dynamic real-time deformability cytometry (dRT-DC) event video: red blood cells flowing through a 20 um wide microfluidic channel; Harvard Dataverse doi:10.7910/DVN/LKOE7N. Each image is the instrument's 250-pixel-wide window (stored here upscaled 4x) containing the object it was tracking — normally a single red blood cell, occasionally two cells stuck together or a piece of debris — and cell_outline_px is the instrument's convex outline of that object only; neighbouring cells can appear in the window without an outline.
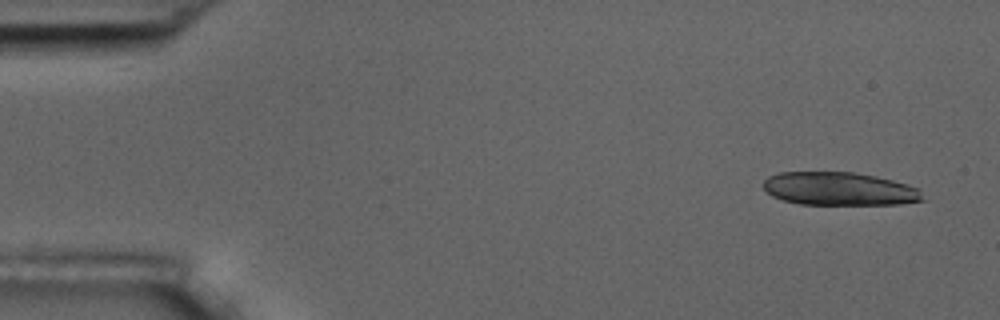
{"species": "common noctule bat (a hibernating species)", "species_latin": "Nyctalus noctula", "temperature_condition": "room temperature", "stored_images_in_passage": 9, "camera_frame_rate_fps": 3000, "um_per_image_px": 0.085, "animal": {"sex": "male", "body_mass_g": 17.5, "forearm_length_mm": 52.3}, "frame": {"image": 1, "passage_image": 1, "time_ms": 0.0, "image_size_px": [1000, 320], "cell_outline_px": [[924, 200], [900, 204], [800, 204], [784, 200], [772, 196], [764, 188], [764, 180], [768, 176], [780, 172], [852, 172], [876, 176], [908, 184], [920, 188]], "centroid_in_image_um": [71.37, 16.04], "position_along_channel_um": 13.6, "area_um2": 30.81}}
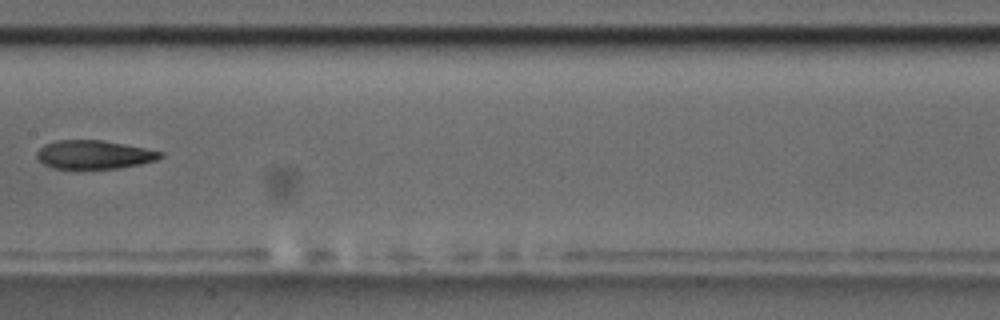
{"frame": {"image": 2, "passage_image": 8, "time_ms": 8.333, "image_size_px": [1000, 320], "cell_outline_px": [[164, 156], [156, 160], [140, 164], [120, 168], [52, 168], [44, 164], [36, 156], [36, 152], [44, 144], [56, 140], [100, 140], [144, 148], [164, 152]], "centroid_in_image_um": [7.99, 13.14], "position_along_channel_um": 199.4, "area_um2": 20.4}}
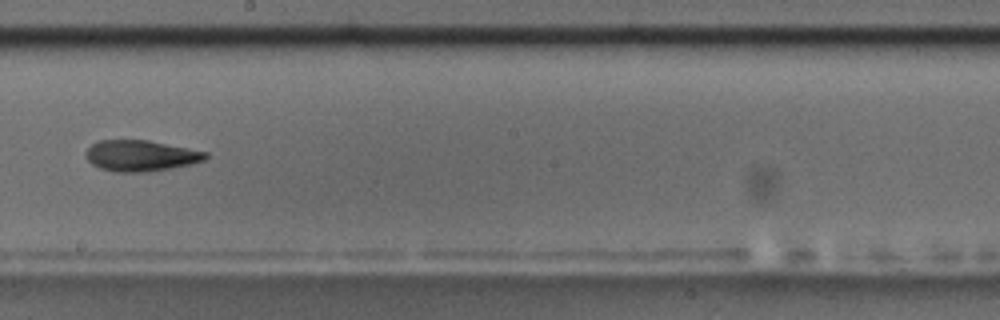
{"frame": {"image": 3, "passage_image": 9, "time_ms": 9.333, "image_size_px": [1000, 320], "cell_outline_px": [[208, 156], [204, 160], [192, 164], [144, 172], [116, 172], [100, 168], [92, 164], [84, 156], [84, 152], [92, 144], [100, 140], [148, 140], [208, 152]], "centroid_in_image_um": [11.94, 13.23], "position_along_channel_um": 236.3, "area_um2": 21.56}}